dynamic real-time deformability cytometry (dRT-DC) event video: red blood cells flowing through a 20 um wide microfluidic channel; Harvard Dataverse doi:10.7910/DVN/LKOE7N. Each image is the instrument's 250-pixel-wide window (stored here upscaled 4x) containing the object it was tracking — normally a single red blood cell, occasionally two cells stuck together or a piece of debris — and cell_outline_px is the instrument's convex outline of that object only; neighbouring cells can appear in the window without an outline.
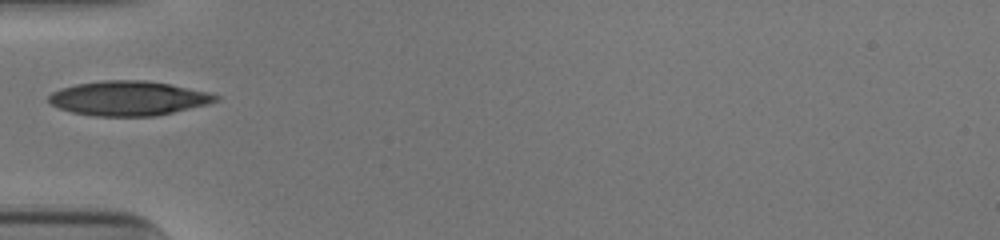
{"species": "human", "species_latin": "Homo sapiens", "temperature_condition": "cold", "stored_images_in_passage": 35, "camera_frame_rate_fps": 3000, "um_per_image_px": 0.085, "donor": {"sex": "male"}, "frame": {"image": 1, "passage_image": 1, "time_ms": 0.0, "image_size_px": [1000, 240], "cell_outline_px": [[220, 100], [208, 104], [156, 116], [96, 116], [72, 112], [60, 108], [52, 104], [48, 100], [48, 96], [52, 92], [60, 88], [76, 84], [104, 80], [144, 80], [168, 84], [208, 92], [220, 96]], "centroid_in_image_um": [10.92, 8.35], "position_along_channel_um": 74.1, "area_um2": 33.47}}
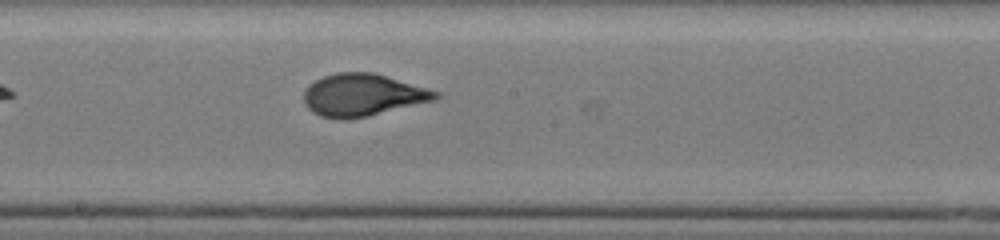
{"frame": {"image": 2, "passage_image": 12, "time_ms": 3.667, "image_size_px": [1000, 240], "cell_outline_px": [[444, 96], [436, 100], [368, 116], [348, 120], [340, 120], [320, 116], [312, 112], [304, 104], [304, 92], [316, 80], [324, 76], [336, 72], [372, 72], [440, 92]], "centroid_in_image_um": [30.85, 8.09], "position_along_channel_um": 217.4, "area_um2": 32.48}}
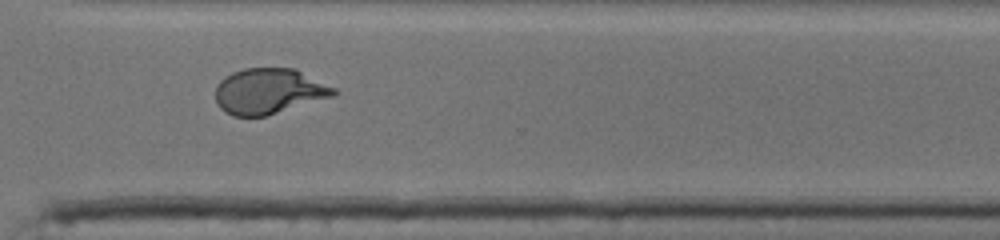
{"frame": {"image": 3, "passage_image": 22, "time_ms": 7.0, "image_size_px": [1000, 240], "cell_outline_px": [[340, 92], [336, 96], [264, 116], [232, 116], [224, 112], [216, 104], [216, 88], [220, 80], [224, 76], [232, 72], [244, 68], [296, 68], [336, 88]], "centroid_in_image_um": [22.88, 7.75], "position_along_channel_um": 347.7, "area_um2": 31.79}, "authors_computed_cell_mechanics": {"area_um2": 32.0212, "velocity_mm_per_s": 3.9026, "shape_relaxation_time_tau1_ms": 5.089, "shape_relaxation_time_tau2_ms": null, "deformation_change_tau1": 0.2013, "deformation_change_tau2": null}}